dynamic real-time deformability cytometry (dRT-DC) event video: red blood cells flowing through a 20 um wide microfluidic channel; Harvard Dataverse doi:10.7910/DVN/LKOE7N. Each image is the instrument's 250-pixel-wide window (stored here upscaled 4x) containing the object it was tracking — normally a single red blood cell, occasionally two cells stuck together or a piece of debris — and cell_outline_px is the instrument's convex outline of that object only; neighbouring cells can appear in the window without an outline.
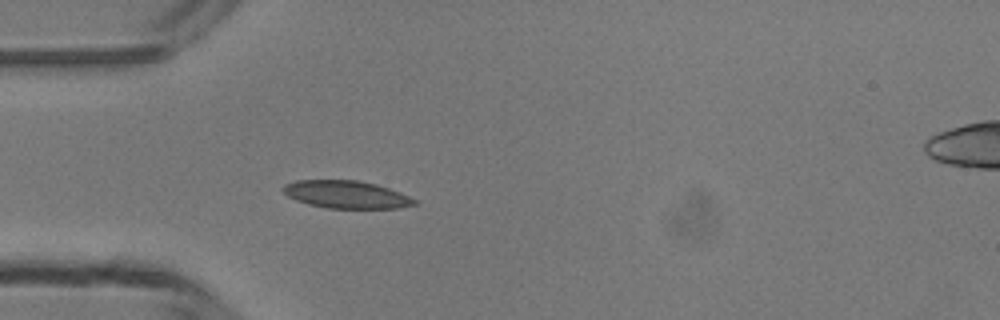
{"species": "common noctule bat (a hibernating species)", "species_latin": "Nyctalus noctula", "temperature_condition": "room temperature", "stored_images_in_passage": 3, "camera_frame_rate_fps": 3000, "um_per_image_px": 0.085, "animal": {"sex": "male", "body_mass_g": 13.3}, "frame": {"image": 1, "passage_image": 3, "time_ms": 3.333, "image_size_px": [1000, 320], "cell_outline_px": [[420, 204], [400, 208], [328, 208], [308, 204], [296, 200], [288, 196], [280, 188], [284, 184], [296, 180], [356, 180], [376, 184], [400, 192], [416, 200]], "centroid_in_image_um": [29.44, 16.53], "position_along_channel_um": 55.6, "area_um2": 21.21}}